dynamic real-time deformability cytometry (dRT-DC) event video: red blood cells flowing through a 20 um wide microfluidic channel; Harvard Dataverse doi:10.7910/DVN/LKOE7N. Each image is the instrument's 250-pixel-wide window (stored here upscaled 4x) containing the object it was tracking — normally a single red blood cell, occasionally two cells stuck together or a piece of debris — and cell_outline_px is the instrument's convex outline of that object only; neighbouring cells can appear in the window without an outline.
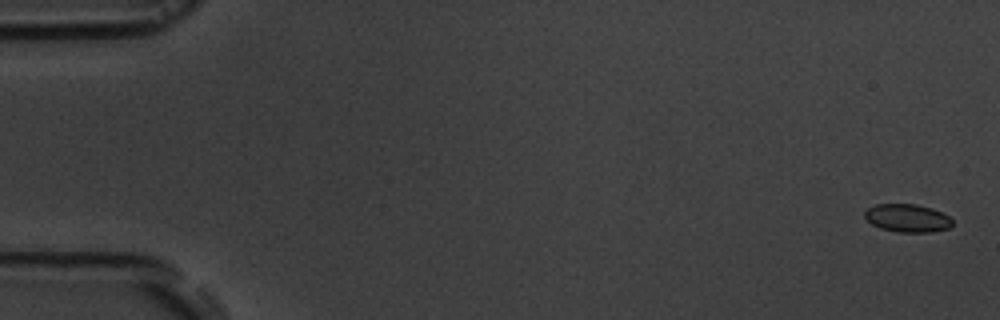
{"species": "common noctule bat (a hibernating species)", "species_latin": "Nyctalus noctula", "temperature_condition": "room temperature", "stored_images_in_passage": 5, "camera_frame_rate_fps": 3000, "um_per_image_px": 0.085, "animal": {"sex": "male", "body_mass_g": 19.5, "forearm_length_mm": 54.6}, "frame": {"image": 1, "passage_image": 1, "time_ms": 0.0, "image_size_px": [1000, 320], "cell_outline_px": [[952, 224], [948, 228], [932, 232], [896, 232], [880, 228], [872, 224], [864, 216], [864, 212], [868, 208], [876, 204], [916, 204], [932, 208], [948, 216], [952, 220]], "centroid_in_image_um": [77.11, 18.54], "position_along_channel_um": 7.9, "area_um2": 14.28}}